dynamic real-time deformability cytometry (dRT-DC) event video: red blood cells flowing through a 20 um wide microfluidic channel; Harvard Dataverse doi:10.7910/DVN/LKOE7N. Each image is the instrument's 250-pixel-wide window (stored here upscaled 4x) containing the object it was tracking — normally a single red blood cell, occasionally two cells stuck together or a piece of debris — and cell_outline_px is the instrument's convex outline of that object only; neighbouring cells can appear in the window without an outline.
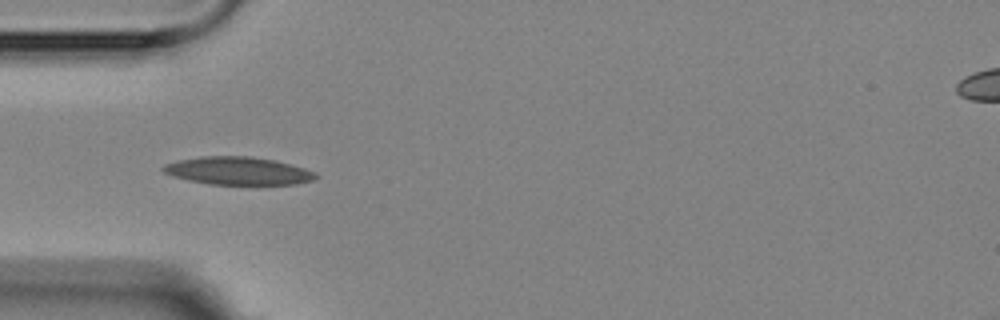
{"species": "Egyptian fruit bat (a non-hibernating species)", "species_latin": "Rousettus aegyptiacus", "temperature_condition": "room temperature", "stored_images_in_passage": 5, "camera_frame_rate_fps": 3000, "um_per_image_px": 0.085, "animal": {"sex": "female"}, "frame": {"image": 1, "passage_image": 4, "time_ms": 3.333, "image_size_px": [1000, 320], "cell_outline_px": [[316, 176], [312, 180], [296, 184], [208, 184], [188, 180], [172, 176], [164, 172], [160, 168], [164, 164], [180, 160], [204, 156], [252, 156], [276, 160], [304, 168], [316, 172]], "centroid_in_image_um": [20.21, 14.52], "position_along_channel_um": 64.8, "area_um2": 24.68}}
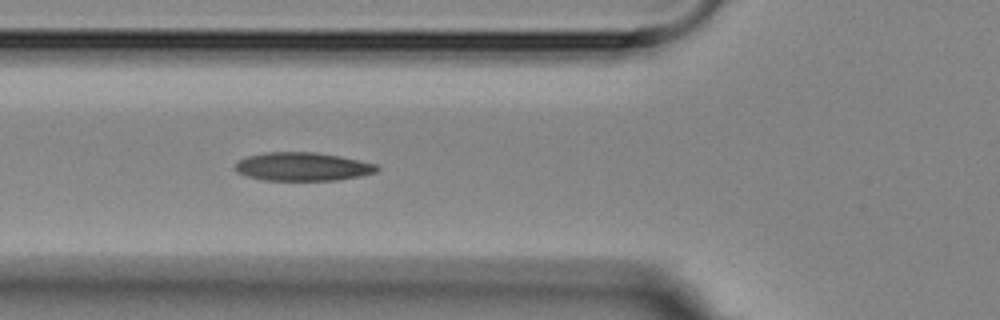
{"frame": {"image": 2, "passage_image": 5, "time_ms": 4.333, "image_size_px": [1000, 320], "cell_outline_px": [[380, 168], [376, 172], [360, 176], [336, 180], [264, 180], [248, 176], [236, 172], [236, 164], [240, 160], [248, 156], [264, 152], [316, 152], [340, 156], [376, 164]], "centroid_in_image_um": [25.74, 14.16], "position_along_channel_um": 100.1, "area_um2": 23.35}}